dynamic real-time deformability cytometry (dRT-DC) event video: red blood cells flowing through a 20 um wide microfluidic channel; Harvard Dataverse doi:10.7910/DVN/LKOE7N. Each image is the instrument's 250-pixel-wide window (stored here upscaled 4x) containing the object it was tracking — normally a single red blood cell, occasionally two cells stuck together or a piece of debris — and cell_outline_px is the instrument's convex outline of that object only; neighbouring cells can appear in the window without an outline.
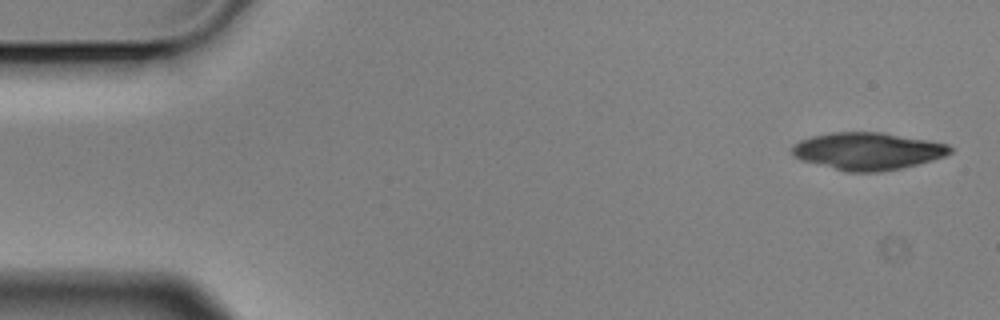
{"species": "Egyptian fruit bat (a non-hibernating species)", "species_latin": "Rousettus aegyptiacus", "temperature_condition": "cold", "stored_images_in_passage": 7, "camera_frame_rate_fps": 3000, "um_per_image_px": 0.085, "animal": {"sex": "male"}, "frame": {"image": 1, "passage_image": 1, "time_ms": 0.0, "image_size_px": [1000, 320], "cell_outline_px": [[952, 152], [944, 156], [932, 160], [900, 168], [880, 172], [844, 172], [800, 160], [792, 156], [792, 148], [800, 140], [812, 136], [832, 132], [880, 132], [928, 140], [948, 144], [952, 148]], "centroid_in_image_um": [73.72, 12.85], "position_along_channel_um": 11.3, "area_um2": 34.39}}
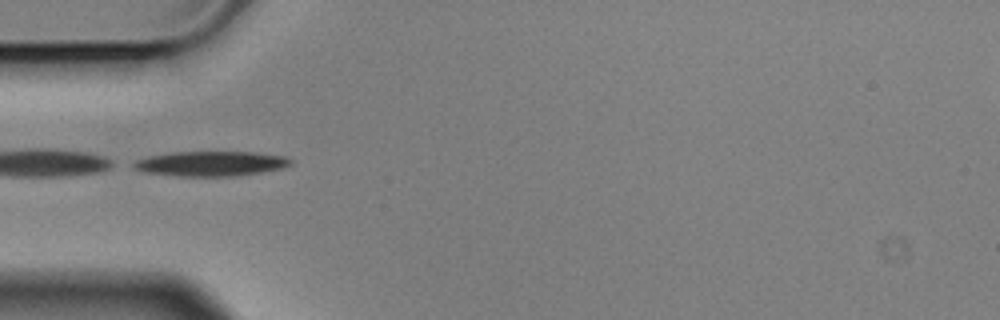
{"frame": {"image": 2, "passage_image": 5, "time_ms": 1.333, "image_size_px": [1000, 320], "cell_outline_px": [[292, 164], [284, 168], [236, 176], [180, 176], [144, 172], [132, 168], [128, 164], [136, 160], [148, 156], [172, 152], [256, 152], [288, 156], [292, 160]], "centroid_in_image_um": [17.92, 13.9], "position_along_channel_um": 67.1, "area_um2": 23.06}}
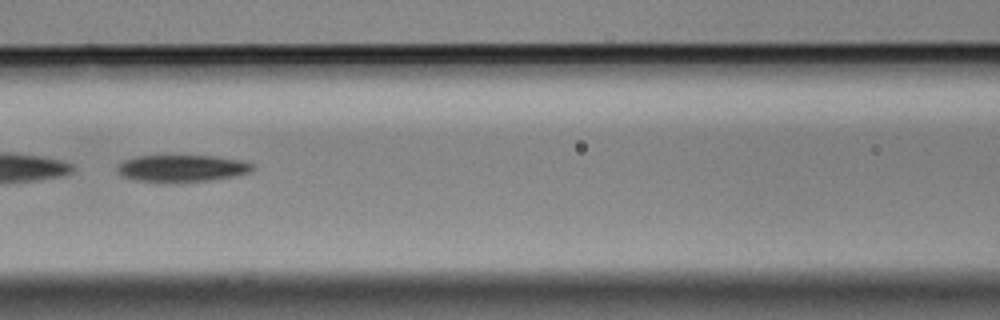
{"frame": {"image": 3, "passage_image": 7, "time_ms": 2.0, "image_size_px": [1000, 320], "cell_outline_px": [[256, 168], [252, 172], [236, 176], [212, 180], [136, 180], [120, 176], [116, 172], [116, 164], [124, 160], [136, 156], [212, 156], [240, 160], [256, 164]], "centroid_in_image_um": [15.49, 14.28], "position_along_channel_um": 151.1, "area_um2": 20.92}}